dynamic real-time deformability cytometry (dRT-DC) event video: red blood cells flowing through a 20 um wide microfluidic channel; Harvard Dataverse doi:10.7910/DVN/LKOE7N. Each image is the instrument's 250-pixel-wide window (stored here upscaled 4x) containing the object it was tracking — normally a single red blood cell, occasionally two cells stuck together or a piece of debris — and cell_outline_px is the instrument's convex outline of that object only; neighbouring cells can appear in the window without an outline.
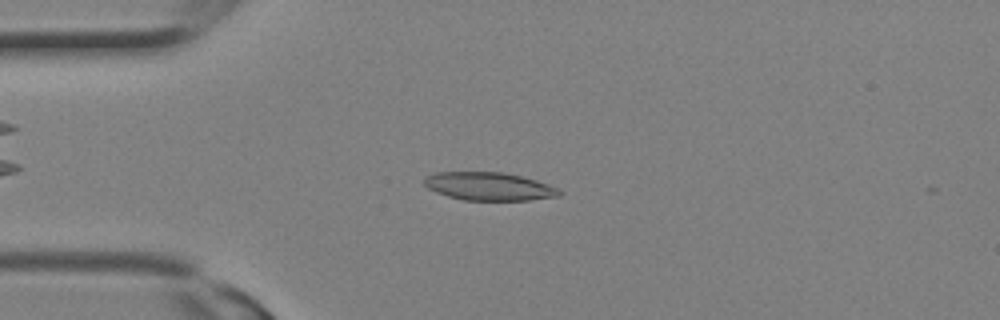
{"species": "Egyptian fruit bat (a non-hibernating species)", "species_latin": "Rousettus aegyptiacus", "temperature_condition": "room temperature", "stored_images_in_passage": 15, "camera_frame_rate_fps": 3000, "um_per_image_px": 0.085, "animal": {"sex": "female"}, "frame": {"image": 1, "passage_image": 5, "time_ms": 1.333, "image_size_px": [1000, 320], "cell_outline_px": [[564, 192], [560, 196], [528, 200], [464, 200], [448, 196], [436, 192], [428, 188], [424, 184], [424, 176], [436, 172], [504, 172], [536, 180], [560, 188]], "centroid_in_image_um": [41.59, 15.84], "position_along_channel_um": 43.4, "area_um2": 22.25}}
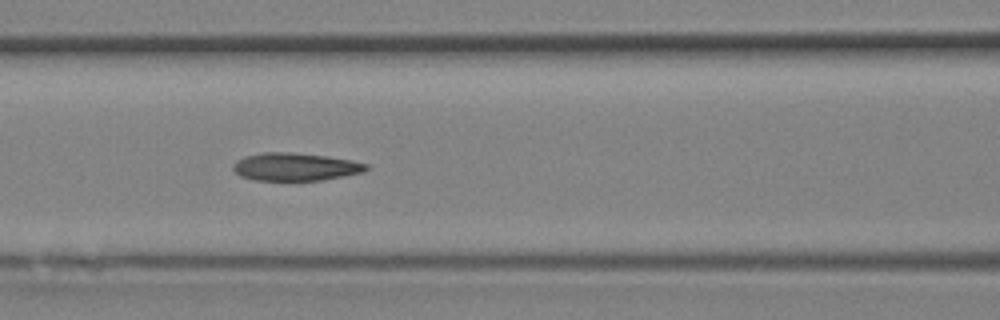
{"frame": {"image": 2, "passage_image": 10, "time_ms": 3.0, "image_size_px": [1000, 320], "cell_outline_px": [[372, 168], [364, 172], [344, 176], [320, 180], [256, 180], [240, 176], [232, 168], [232, 164], [236, 160], [244, 156], [264, 152], [288, 152], [328, 156], [352, 160], [368, 164]], "centroid_in_image_um": [25.12, 14.17], "position_along_channel_um": 141.5, "area_um2": 21.73}}
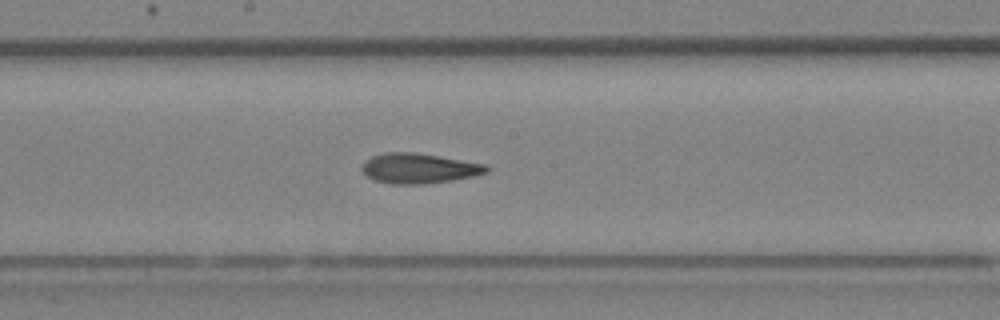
{"frame": {"image": 3, "passage_image": 13, "time_ms": 4.0, "image_size_px": [1000, 320], "cell_outline_px": [[488, 172], [476, 176], [452, 180], [424, 184], [392, 184], [372, 180], [360, 168], [360, 164], [364, 160], [372, 156], [384, 152], [416, 152], [488, 164]], "centroid_in_image_um": [35.6, 14.3], "position_along_channel_um": 212.6, "area_um2": 22.2}}